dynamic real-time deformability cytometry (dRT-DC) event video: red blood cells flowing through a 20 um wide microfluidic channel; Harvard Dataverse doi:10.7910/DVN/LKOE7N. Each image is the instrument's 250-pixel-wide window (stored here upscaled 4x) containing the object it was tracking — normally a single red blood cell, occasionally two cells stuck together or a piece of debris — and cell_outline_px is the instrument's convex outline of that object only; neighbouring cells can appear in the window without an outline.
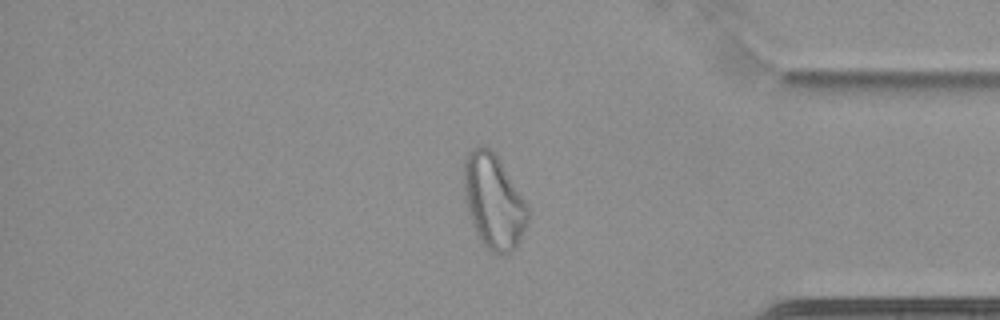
{"species": "common noctule bat (a hibernating species)", "species_latin": "Nyctalus noctula", "temperature_condition": "cold", "stored_images_in_passage": 65, "camera_frame_rate_fps": 3000, "um_per_image_px": 0.085, "animal": {"sex": "female", "body_mass_g": 22.7, "forearm_length_mm": 54.2}, "frame": {"image": 1, "passage_image": 56, "time_ms": 18.333, "image_size_px": [1000, 320], "cell_outline_px": [[528, 220], [516, 248], [512, 252], [492, 252], [480, 240], [472, 224], [468, 212], [464, 196], [464, 160], [468, 152], [472, 148], [480, 144], [484, 144], [496, 156], [528, 204]], "centroid_in_image_um": [41.94, 17.1], "position_along_channel_um": 393.3, "area_um2": 34.8}}